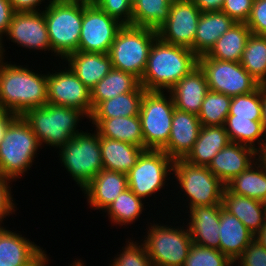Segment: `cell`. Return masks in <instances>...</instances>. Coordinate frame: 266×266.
I'll return each instance as SVG.
<instances>
[{
  "instance_id": "1",
  "label": "cell",
  "mask_w": 266,
  "mask_h": 266,
  "mask_svg": "<svg viewBox=\"0 0 266 266\" xmlns=\"http://www.w3.org/2000/svg\"><path fill=\"white\" fill-rule=\"evenodd\" d=\"M6 62V63H5ZM47 72L0 60V106L16 116L47 104Z\"/></svg>"
},
{
  "instance_id": "2",
  "label": "cell",
  "mask_w": 266,
  "mask_h": 266,
  "mask_svg": "<svg viewBox=\"0 0 266 266\" xmlns=\"http://www.w3.org/2000/svg\"><path fill=\"white\" fill-rule=\"evenodd\" d=\"M197 66L198 56L190 48L169 44L157 37L140 83L146 91H169Z\"/></svg>"
},
{
  "instance_id": "3",
  "label": "cell",
  "mask_w": 266,
  "mask_h": 266,
  "mask_svg": "<svg viewBox=\"0 0 266 266\" xmlns=\"http://www.w3.org/2000/svg\"><path fill=\"white\" fill-rule=\"evenodd\" d=\"M22 117L30 125L41 147L61 148L76 134L83 117L88 116L73 107L58 106L47 103L42 107L27 110ZM80 130V131H79Z\"/></svg>"
},
{
  "instance_id": "4",
  "label": "cell",
  "mask_w": 266,
  "mask_h": 266,
  "mask_svg": "<svg viewBox=\"0 0 266 266\" xmlns=\"http://www.w3.org/2000/svg\"><path fill=\"white\" fill-rule=\"evenodd\" d=\"M41 146L30 125L16 116L6 127L0 142V174L12 181L31 168Z\"/></svg>"
},
{
  "instance_id": "5",
  "label": "cell",
  "mask_w": 266,
  "mask_h": 266,
  "mask_svg": "<svg viewBox=\"0 0 266 266\" xmlns=\"http://www.w3.org/2000/svg\"><path fill=\"white\" fill-rule=\"evenodd\" d=\"M51 51L62 60L78 51L83 0H53L43 9Z\"/></svg>"
},
{
  "instance_id": "6",
  "label": "cell",
  "mask_w": 266,
  "mask_h": 266,
  "mask_svg": "<svg viewBox=\"0 0 266 266\" xmlns=\"http://www.w3.org/2000/svg\"><path fill=\"white\" fill-rule=\"evenodd\" d=\"M157 37L155 29L123 25L108 53L112 68L131 73L141 80L150 48Z\"/></svg>"
},
{
  "instance_id": "7",
  "label": "cell",
  "mask_w": 266,
  "mask_h": 266,
  "mask_svg": "<svg viewBox=\"0 0 266 266\" xmlns=\"http://www.w3.org/2000/svg\"><path fill=\"white\" fill-rule=\"evenodd\" d=\"M59 150V160L75 183L83 190L103 169L99 134L82 131Z\"/></svg>"
},
{
  "instance_id": "8",
  "label": "cell",
  "mask_w": 266,
  "mask_h": 266,
  "mask_svg": "<svg viewBox=\"0 0 266 266\" xmlns=\"http://www.w3.org/2000/svg\"><path fill=\"white\" fill-rule=\"evenodd\" d=\"M145 245L152 266H183L192 245L188 227L148 224Z\"/></svg>"
},
{
  "instance_id": "9",
  "label": "cell",
  "mask_w": 266,
  "mask_h": 266,
  "mask_svg": "<svg viewBox=\"0 0 266 266\" xmlns=\"http://www.w3.org/2000/svg\"><path fill=\"white\" fill-rule=\"evenodd\" d=\"M173 174L184 197L188 202L186 208L196 206H211L222 204L225 184L217 178L206 166L188 163L184 159H175Z\"/></svg>"
},
{
  "instance_id": "10",
  "label": "cell",
  "mask_w": 266,
  "mask_h": 266,
  "mask_svg": "<svg viewBox=\"0 0 266 266\" xmlns=\"http://www.w3.org/2000/svg\"><path fill=\"white\" fill-rule=\"evenodd\" d=\"M167 93L145 91L142 97L139 117L144 149L162 150L168 143L175 105L172 95Z\"/></svg>"
},
{
  "instance_id": "11",
  "label": "cell",
  "mask_w": 266,
  "mask_h": 266,
  "mask_svg": "<svg viewBox=\"0 0 266 266\" xmlns=\"http://www.w3.org/2000/svg\"><path fill=\"white\" fill-rule=\"evenodd\" d=\"M173 163L163 150L145 149L127 173L128 188L143 200L155 196L168 186Z\"/></svg>"
},
{
  "instance_id": "12",
  "label": "cell",
  "mask_w": 266,
  "mask_h": 266,
  "mask_svg": "<svg viewBox=\"0 0 266 266\" xmlns=\"http://www.w3.org/2000/svg\"><path fill=\"white\" fill-rule=\"evenodd\" d=\"M208 89L231 97L255 91L261 84L240 64L212 59L206 54L198 57Z\"/></svg>"
},
{
  "instance_id": "13",
  "label": "cell",
  "mask_w": 266,
  "mask_h": 266,
  "mask_svg": "<svg viewBox=\"0 0 266 266\" xmlns=\"http://www.w3.org/2000/svg\"><path fill=\"white\" fill-rule=\"evenodd\" d=\"M123 24L102 11L94 2L83 0V21L78 51L108 54Z\"/></svg>"
},
{
  "instance_id": "14",
  "label": "cell",
  "mask_w": 266,
  "mask_h": 266,
  "mask_svg": "<svg viewBox=\"0 0 266 266\" xmlns=\"http://www.w3.org/2000/svg\"><path fill=\"white\" fill-rule=\"evenodd\" d=\"M53 71L47 72V103L77 108L89 117L93 111L91 90L69 67Z\"/></svg>"
},
{
  "instance_id": "15",
  "label": "cell",
  "mask_w": 266,
  "mask_h": 266,
  "mask_svg": "<svg viewBox=\"0 0 266 266\" xmlns=\"http://www.w3.org/2000/svg\"><path fill=\"white\" fill-rule=\"evenodd\" d=\"M201 13L191 0L173 1L169 17L157 29L158 37L166 43L184 46L193 51Z\"/></svg>"
},
{
  "instance_id": "16",
  "label": "cell",
  "mask_w": 266,
  "mask_h": 266,
  "mask_svg": "<svg viewBox=\"0 0 266 266\" xmlns=\"http://www.w3.org/2000/svg\"><path fill=\"white\" fill-rule=\"evenodd\" d=\"M5 36L18 47L32 51L51 50L43 11L15 12Z\"/></svg>"
},
{
  "instance_id": "17",
  "label": "cell",
  "mask_w": 266,
  "mask_h": 266,
  "mask_svg": "<svg viewBox=\"0 0 266 266\" xmlns=\"http://www.w3.org/2000/svg\"><path fill=\"white\" fill-rule=\"evenodd\" d=\"M6 228L0 227V266H37L47 256L42 247Z\"/></svg>"
},
{
  "instance_id": "18",
  "label": "cell",
  "mask_w": 266,
  "mask_h": 266,
  "mask_svg": "<svg viewBox=\"0 0 266 266\" xmlns=\"http://www.w3.org/2000/svg\"><path fill=\"white\" fill-rule=\"evenodd\" d=\"M222 204L211 206H196L186 210L188 212V227L192 242L209 248L219 250V226ZM190 213V214H189Z\"/></svg>"
},
{
  "instance_id": "19",
  "label": "cell",
  "mask_w": 266,
  "mask_h": 266,
  "mask_svg": "<svg viewBox=\"0 0 266 266\" xmlns=\"http://www.w3.org/2000/svg\"><path fill=\"white\" fill-rule=\"evenodd\" d=\"M202 124L197 115L174 109L171 132L167 145L162 149L170 158L184 159L192 150Z\"/></svg>"
},
{
  "instance_id": "20",
  "label": "cell",
  "mask_w": 266,
  "mask_h": 266,
  "mask_svg": "<svg viewBox=\"0 0 266 266\" xmlns=\"http://www.w3.org/2000/svg\"><path fill=\"white\" fill-rule=\"evenodd\" d=\"M257 160V152L248 146L230 142L210 162L208 169L225 185Z\"/></svg>"
},
{
  "instance_id": "21",
  "label": "cell",
  "mask_w": 266,
  "mask_h": 266,
  "mask_svg": "<svg viewBox=\"0 0 266 266\" xmlns=\"http://www.w3.org/2000/svg\"><path fill=\"white\" fill-rule=\"evenodd\" d=\"M126 189L127 174L102 169L82 190L92 210L103 211Z\"/></svg>"
},
{
  "instance_id": "22",
  "label": "cell",
  "mask_w": 266,
  "mask_h": 266,
  "mask_svg": "<svg viewBox=\"0 0 266 266\" xmlns=\"http://www.w3.org/2000/svg\"><path fill=\"white\" fill-rule=\"evenodd\" d=\"M208 90L205 74L197 66L179 80L169 92L176 109L198 116Z\"/></svg>"
},
{
  "instance_id": "23",
  "label": "cell",
  "mask_w": 266,
  "mask_h": 266,
  "mask_svg": "<svg viewBox=\"0 0 266 266\" xmlns=\"http://www.w3.org/2000/svg\"><path fill=\"white\" fill-rule=\"evenodd\" d=\"M65 61L90 90L112 69L110 56L104 53L76 51L68 55Z\"/></svg>"
},
{
  "instance_id": "24",
  "label": "cell",
  "mask_w": 266,
  "mask_h": 266,
  "mask_svg": "<svg viewBox=\"0 0 266 266\" xmlns=\"http://www.w3.org/2000/svg\"><path fill=\"white\" fill-rule=\"evenodd\" d=\"M247 227L234 215L221 207L219 226V250L234 262L254 240Z\"/></svg>"
},
{
  "instance_id": "25",
  "label": "cell",
  "mask_w": 266,
  "mask_h": 266,
  "mask_svg": "<svg viewBox=\"0 0 266 266\" xmlns=\"http://www.w3.org/2000/svg\"><path fill=\"white\" fill-rule=\"evenodd\" d=\"M222 207L236 216L254 235L260 231L266 221V209L262 201L235 195L226 187L223 190Z\"/></svg>"
},
{
  "instance_id": "26",
  "label": "cell",
  "mask_w": 266,
  "mask_h": 266,
  "mask_svg": "<svg viewBox=\"0 0 266 266\" xmlns=\"http://www.w3.org/2000/svg\"><path fill=\"white\" fill-rule=\"evenodd\" d=\"M236 22L222 11L202 12L193 43V52L200 57L207 54L215 42Z\"/></svg>"
},
{
  "instance_id": "27",
  "label": "cell",
  "mask_w": 266,
  "mask_h": 266,
  "mask_svg": "<svg viewBox=\"0 0 266 266\" xmlns=\"http://www.w3.org/2000/svg\"><path fill=\"white\" fill-rule=\"evenodd\" d=\"M230 142L224 125H202L192 150L184 160L193 165L208 167L214 156Z\"/></svg>"
},
{
  "instance_id": "28",
  "label": "cell",
  "mask_w": 266,
  "mask_h": 266,
  "mask_svg": "<svg viewBox=\"0 0 266 266\" xmlns=\"http://www.w3.org/2000/svg\"><path fill=\"white\" fill-rule=\"evenodd\" d=\"M100 137L127 142L144 148V139L139 115L107 119H88Z\"/></svg>"
},
{
  "instance_id": "29",
  "label": "cell",
  "mask_w": 266,
  "mask_h": 266,
  "mask_svg": "<svg viewBox=\"0 0 266 266\" xmlns=\"http://www.w3.org/2000/svg\"><path fill=\"white\" fill-rule=\"evenodd\" d=\"M103 169L127 174L137 163L142 147L99 136Z\"/></svg>"
},
{
  "instance_id": "30",
  "label": "cell",
  "mask_w": 266,
  "mask_h": 266,
  "mask_svg": "<svg viewBox=\"0 0 266 266\" xmlns=\"http://www.w3.org/2000/svg\"><path fill=\"white\" fill-rule=\"evenodd\" d=\"M133 91H146L141 86L140 79L131 73L112 68L91 89L92 108L102 101L115 98L119 94Z\"/></svg>"
},
{
  "instance_id": "31",
  "label": "cell",
  "mask_w": 266,
  "mask_h": 266,
  "mask_svg": "<svg viewBox=\"0 0 266 266\" xmlns=\"http://www.w3.org/2000/svg\"><path fill=\"white\" fill-rule=\"evenodd\" d=\"M251 30L246 23H235L206 54L212 59L240 62Z\"/></svg>"
},
{
  "instance_id": "32",
  "label": "cell",
  "mask_w": 266,
  "mask_h": 266,
  "mask_svg": "<svg viewBox=\"0 0 266 266\" xmlns=\"http://www.w3.org/2000/svg\"><path fill=\"white\" fill-rule=\"evenodd\" d=\"M225 186L235 195L263 201L266 197V166L257 159Z\"/></svg>"
},
{
  "instance_id": "33",
  "label": "cell",
  "mask_w": 266,
  "mask_h": 266,
  "mask_svg": "<svg viewBox=\"0 0 266 266\" xmlns=\"http://www.w3.org/2000/svg\"><path fill=\"white\" fill-rule=\"evenodd\" d=\"M145 91H133L119 94L98 103L88 119H107L139 115L142 97Z\"/></svg>"
},
{
  "instance_id": "34",
  "label": "cell",
  "mask_w": 266,
  "mask_h": 266,
  "mask_svg": "<svg viewBox=\"0 0 266 266\" xmlns=\"http://www.w3.org/2000/svg\"><path fill=\"white\" fill-rule=\"evenodd\" d=\"M143 199L129 188L123 191L103 212L112 224L121 227L133 224L144 211Z\"/></svg>"
},
{
  "instance_id": "35",
  "label": "cell",
  "mask_w": 266,
  "mask_h": 266,
  "mask_svg": "<svg viewBox=\"0 0 266 266\" xmlns=\"http://www.w3.org/2000/svg\"><path fill=\"white\" fill-rule=\"evenodd\" d=\"M168 0H136L132 4V25L157 30L169 17Z\"/></svg>"
},
{
  "instance_id": "36",
  "label": "cell",
  "mask_w": 266,
  "mask_h": 266,
  "mask_svg": "<svg viewBox=\"0 0 266 266\" xmlns=\"http://www.w3.org/2000/svg\"><path fill=\"white\" fill-rule=\"evenodd\" d=\"M224 126L231 142L251 147L256 152L261 148L265 138L261 121L228 115Z\"/></svg>"
},
{
  "instance_id": "37",
  "label": "cell",
  "mask_w": 266,
  "mask_h": 266,
  "mask_svg": "<svg viewBox=\"0 0 266 266\" xmlns=\"http://www.w3.org/2000/svg\"><path fill=\"white\" fill-rule=\"evenodd\" d=\"M240 64L261 85H266V36L250 35Z\"/></svg>"
},
{
  "instance_id": "38",
  "label": "cell",
  "mask_w": 266,
  "mask_h": 266,
  "mask_svg": "<svg viewBox=\"0 0 266 266\" xmlns=\"http://www.w3.org/2000/svg\"><path fill=\"white\" fill-rule=\"evenodd\" d=\"M232 97L208 90L202 102L198 119L203 126L225 125Z\"/></svg>"
},
{
  "instance_id": "39",
  "label": "cell",
  "mask_w": 266,
  "mask_h": 266,
  "mask_svg": "<svg viewBox=\"0 0 266 266\" xmlns=\"http://www.w3.org/2000/svg\"><path fill=\"white\" fill-rule=\"evenodd\" d=\"M261 85L253 92L232 97L229 114L235 118L261 121Z\"/></svg>"
},
{
  "instance_id": "40",
  "label": "cell",
  "mask_w": 266,
  "mask_h": 266,
  "mask_svg": "<svg viewBox=\"0 0 266 266\" xmlns=\"http://www.w3.org/2000/svg\"><path fill=\"white\" fill-rule=\"evenodd\" d=\"M233 263L218 249L192 243L183 266H231Z\"/></svg>"
},
{
  "instance_id": "41",
  "label": "cell",
  "mask_w": 266,
  "mask_h": 266,
  "mask_svg": "<svg viewBox=\"0 0 266 266\" xmlns=\"http://www.w3.org/2000/svg\"><path fill=\"white\" fill-rule=\"evenodd\" d=\"M126 245L120 250L109 266H152L151 260L147 255L145 245L139 241H126ZM138 242V243H137ZM122 251V252H121Z\"/></svg>"
},
{
  "instance_id": "42",
  "label": "cell",
  "mask_w": 266,
  "mask_h": 266,
  "mask_svg": "<svg viewBox=\"0 0 266 266\" xmlns=\"http://www.w3.org/2000/svg\"><path fill=\"white\" fill-rule=\"evenodd\" d=\"M92 2L123 25H132V3L129 0H92Z\"/></svg>"
},
{
  "instance_id": "43",
  "label": "cell",
  "mask_w": 266,
  "mask_h": 266,
  "mask_svg": "<svg viewBox=\"0 0 266 266\" xmlns=\"http://www.w3.org/2000/svg\"><path fill=\"white\" fill-rule=\"evenodd\" d=\"M238 262V263H237ZM235 266H266V248L255 239L250 242L243 253L234 261Z\"/></svg>"
},
{
  "instance_id": "44",
  "label": "cell",
  "mask_w": 266,
  "mask_h": 266,
  "mask_svg": "<svg viewBox=\"0 0 266 266\" xmlns=\"http://www.w3.org/2000/svg\"><path fill=\"white\" fill-rule=\"evenodd\" d=\"M254 0H224L222 12L236 23H246L250 17Z\"/></svg>"
},
{
  "instance_id": "45",
  "label": "cell",
  "mask_w": 266,
  "mask_h": 266,
  "mask_svg": "<svg viewBox=\"0 0 266 266\" xmlns=\"http://www.w3.org/2000/svg\"><path fill=\"white\" fill-rule=\"evenodd\" d=\"M246 24L252 34L266 36V0H254Z\"/></svg>"
},
{
  "instance_id": "46",
  "label": "cell",
  "mask_w": 266,
  "mask_h": 266,
  "mask_svg": "<svg viewBox=\"0 0 266 266\" xmlns=\"http://www.w3.org/2000/svg\"><path fill=\"white\" fill-rule=\"evenodd\" d=\"M11 182L13 181L0 174V227L4 224V218L6 216L9 217L13 213L15 214V211L17 210L15 209L17 208L15 204L16 202H14V199L12 198Z\"/></svg>"
},
{
  "instance_id": "47",
  "label": "cell",
  "mask_w": 266,
  "mask_h": 266,
  "mask_svg": "<svg viewBox=\"0 0 266 266\" xmlns=\"http://www.w3.org/2000/svg\"><path fill=\"white\" fill-rule=\"evenodd\" d=\"M14 13L15 11L13 10L12 5L8 0H0V38L2 39L3 53L5 52L3 38L8 31Z\"/></svg>"
},
{
  "instance_id": "48",
  "label": "cell",
  "mask_w": 266,
  "mask_h": 266,
  "mask_svg": "<svg viewBox=\"0 0 266 266\" xmlns=\"http://www.w3.org/2000/svg\"><path fill=\"white\" fill-rule=\"evenodd\" d=\"M12 5V8L15 12H39L43 11L40 9V6L45 3V9L53 0H48L49 2H44L45 0H8Z\"/></svg>"
},
{
  "instance_id": "49",
  "label": "cell",
  "mask_w": 266,
  "mask_h": 266,
  "mask_svg": "<svg viewBox=\"0 0 266 266\" xmlns=\"http://www.w3.org/2000/svg\"><path fill=\"white\" fill-rule=\"evenodd\" d=\"M201 12L221 11L224 0H191Z\"/></svg>"
},
{
  "instance_id": "50",
  "label": "cell",
  "mask_w": 266,
  "mask_h": 266,
  "mask_svg": "<svg viewBox=\"0 0 266 266\" xmlns=\"http://www.w3.org/2000/svg\"><path fill=\"white\" fill-rule=\"evenodd\" d=\"M16 117L10 111L0 106V142L3 139L4 131L7 125Z\"/></svg>"
},
{
  "instance_id": "51",
  "label": "cell",
  "mask_w": 266,
  "mask_h": 266,
  "mask_svg": "<svg viewBox=\"0 0 266 266\" xmlns=\"http://www.w3.org/2000/svg\"><path fill=\"white\" fill-rule=\"evenodd\" d=\"M261 104H262L261 123L263 131L266 135V85H261Z\"/></svg>"
},
{
  "instance_id": "52",
  "label": "cell",
  "mask_w": 266,
  "mask_h": 266,
  "mask_svg": "<svg viewBox=\"0 0 266 266\" xmlns=\"http://www.w3.org/2000/svg\"><path fill=\"white\" fill-rule=\"evenodd\" d=\"M255 241H257L261 246L266 248V221L263 224L260 231L254 236Z\"/></svg>"
},
{
  "instance_id": "53",
  "label": "cell",
  "mask_w": 266,
  "mask_h": 266,
  "mask_svg": "<svg viewBox=\"0 0 266 266\" xmlns=\"http://www.w3.org/2000/svg\"><path fill=\"white\" fill-rule=\"evenodd\" d=\"M257 159L266 166V135L261 148L257 151Z\"/></svg>"
},
{
  "instance_id": "54",
  "label": "cell",
  "mask_w": 266,
  "mask_h": 266,
  "mask_svg": "<svg viewBox=\"0 0 266 266\" xmlns=\"http://www.w3.org/2000/svg\"><path fill=\"white\" fill-rule=\"evenodd\" d=\"M50 262L49 256L47 255L37 266H49Z\"/></svg>"
},
{
  "instance_id": "55",
  "label": "cell",
  "mask_w": 266,
  "mask_h": 266,
  "mask_svg": "<svg viewBox=\"0 0 266 266\" xmlns=\"http://www.w3.org/2000/svg\"><path fill=\"white\" fill-rule=\"evenodd\" d=\"M69 266H86L84 264V262L81 259H76L72 264H70Z\"/></svg>"
},
{
  "instance_id": "56",
  "label": "cell",
  "mask_w": 266,
  "mask_h": 266,
  "mask_svg": "<svg viewBox=\"0 0 266 266\" xmlns=\"http://www.w3.org/2000/svg\"><path fill=\"white\" fill-rule=\"evenodd\" d=\"M5 54L6 53H3V50H2V39L0 38V60L2 59H5Z\"/></svg>"
},
{
  "instance_id": "57",
  "label": "cell",
  "mask_w": 266,
  "mask_h": 266,
  "mask_svg": "<svg viewBox=\"0 0 266 266\" xmlns=\"http://www.w3.org/2000/svg\"><path fill=\"white\" fill-rule=\"evenodd\" d=\"M262 203H263V205H264V207L266 209V197L264 198V200L262 201Z\"/></svg>"
}]
</instances>
